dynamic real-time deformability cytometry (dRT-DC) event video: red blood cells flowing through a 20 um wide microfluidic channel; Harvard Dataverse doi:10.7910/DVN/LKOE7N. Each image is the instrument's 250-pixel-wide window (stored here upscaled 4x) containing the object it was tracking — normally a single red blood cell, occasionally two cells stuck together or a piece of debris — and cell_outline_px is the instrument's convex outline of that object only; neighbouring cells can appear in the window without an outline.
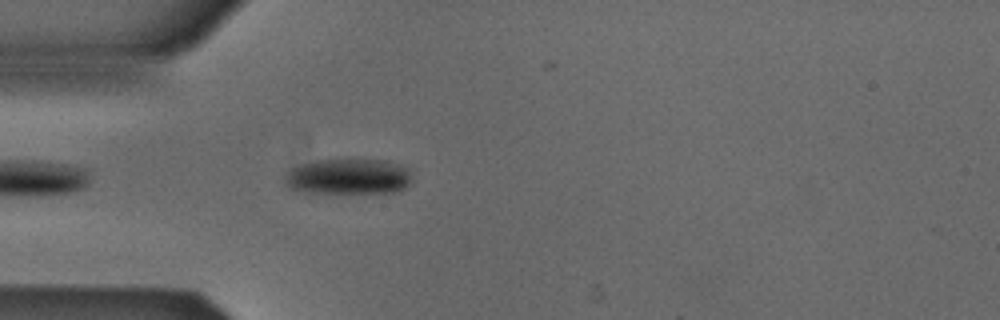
{"species": "Egyptian fruit bat (a non-hibernating species)", "species_latin": "Rousettus aegyptiacus", "temperature_condition": "cold", "stored_images_in_passage": 29, "camera_frame_rate_fps": 3000, "um_per_image_px": 0.085, "animal": {"sex": "male"}, "frame": {"image": 1, "passage_image": 3, "time_ms": 0.667, "image_size_px": [1000, 320], "cell_outline_px": [[412, 180], [404, 188], [396, 192], [312, 192], [292, 188], [284, 180], [284, 172], [288, 168], [300, 164], [316, 160], [388, 160], [400, 164], [408, 168], [412, 172]], "centroid_in_image_um": [29.64, 14.98], "position_along_channel_um": 55.4, "area_um2": 26.41}}
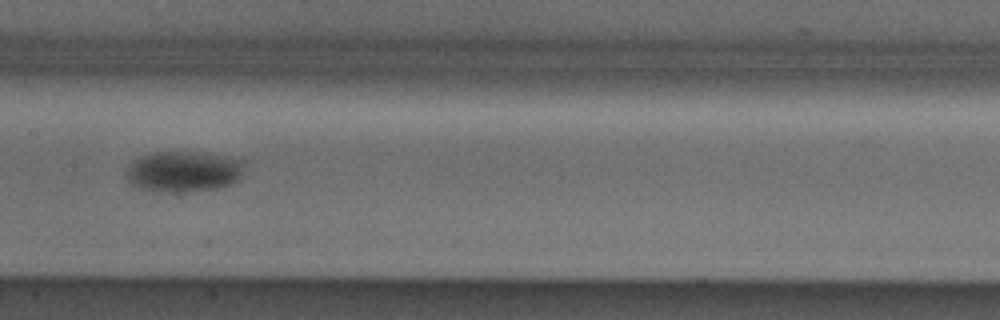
{"frame": {"image": 2, "passage_image": 14, "time_ms": 4.333, "image_size_px": [1000, 320], "cell_outline_px": [[244, 160], [240, 176], [232, 184], [216, 188], [176, 192], [156, 192], [140, 188], [132, 184], [128, 180], [128, 168], [132, 160], [152, 152], [196, 152], [224, 156]], "centroid_in_image_um": [15.58, 14.57], "position_along_channel_um": 191.8, "area_um2": 27.8}}
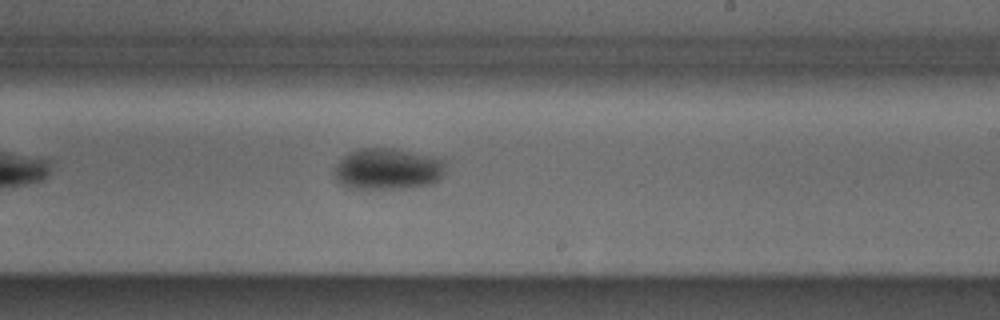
{"frame": {"image": 3, "passage_image": 19, "time_ms": 6.0, "image_size_px": [1000, 320], "cell_outline_px": [[448, 160], [444, 176], [440, 180], [432, 184], [404, 188], [352, 188], [340, 184], [336, 180], [336, 164], [348, 152], [360, 148], [392, 148], [440, 156]], "centroid_in_image_um": [33.07, 14.34], "position_along_channel_um": 255.9, "area_um2": 27.4}, "authors_computed_cell_mechanics": {"area_um2": 27.3972, "velocity_mm_per_s": 3.878, "shape_relaxation_time_tau1_ms": 3.2644, "shape_relaxation_time_tau2_ms": null, "deformation_change_tau1": 0.0964, "deformation_change_tau2": null}}